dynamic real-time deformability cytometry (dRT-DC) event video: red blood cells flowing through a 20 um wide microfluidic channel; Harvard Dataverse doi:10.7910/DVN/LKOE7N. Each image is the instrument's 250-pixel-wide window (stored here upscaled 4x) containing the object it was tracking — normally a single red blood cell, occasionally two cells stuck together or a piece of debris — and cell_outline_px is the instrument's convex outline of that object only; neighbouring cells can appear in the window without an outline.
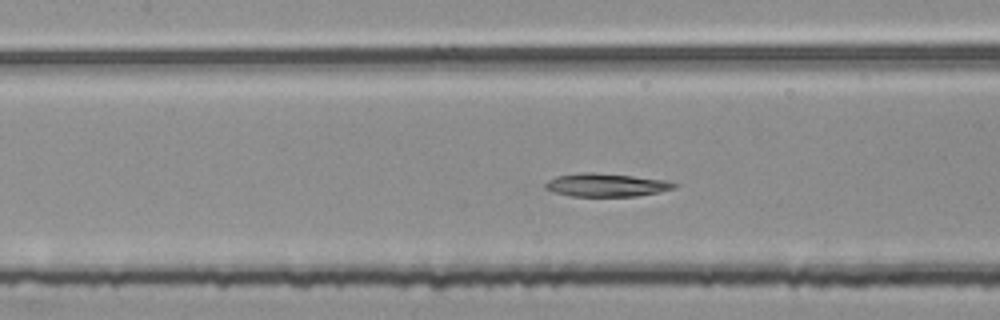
{"species": "common noctule bat (a hibernating species)", "species_latin": "Nyctalus noctula", "temperature_condition": "room temperature", "stored_images_in_passage": 52, "segment_of_instrument_passage": [2, 2], "camera_frame_rate_fps": 3000, "um_per_image_px": 0.085, "animal": {"sex": "female", "body_mass_g": 25.1}, "frame": {"image": 1, "passage_image": 24, "time_ms": 7.667, "image_size_px": [1000, 320], "cell_outline_px": [[676, 188], [636, 196], [572, 196], [552, 192], [544, 188], [544, 184], [548, 180], [556, 176], [580, 172], [596, 172], [632, 176], [664, 180], [676, 184]], "centroid_in_image_um": [51.45, 15.72], "position_along_channel_um": 156.0, "area_um2": 17.34}}
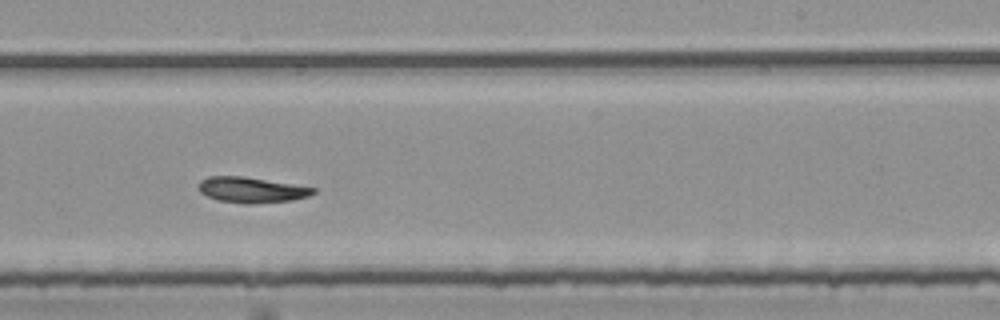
{"frame": {"image": 2, "passage_image": 33, "time_ms": 10.667, "image_size_px": [1000, 320], "cell_outline_px": [[316, 192], [308, 196], [292, 200], [252, 204], [244, 204], [216, 200], [200, 192], [196, 188], [196, 184], [200, 180], [212, 176], [244, 176], [316, 188]], "centroid_in_image_um": [21.32, 16.14], "position_along_channel_um": 267.7, "area_um2": 17.22}}
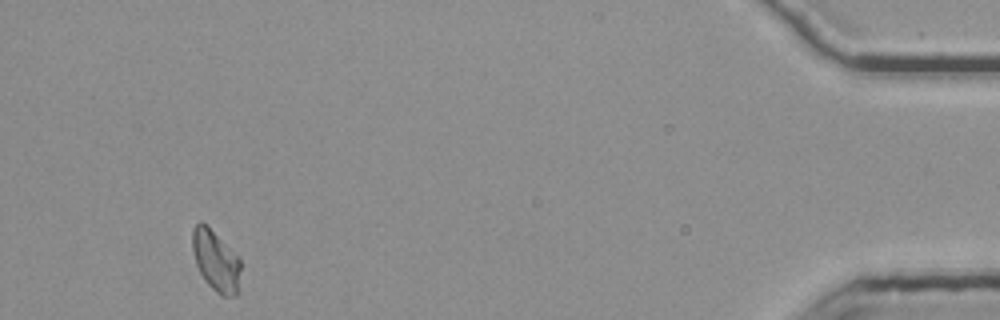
{"frame": {"image": 3, "passage_image": 51, "time_ms": 16.667, "image_size_px": [1000, 320], "cell_outline_px": [[240, 268], [236, 296], [220, 296], [204, 280], [196, 264], [192, 248], [192, 228], [200, 220], [240, 260]], "centroid_in_image_um": [18.3, 22.2], "position_along_channel_um": 416.9, "area_um2": 16.47}}